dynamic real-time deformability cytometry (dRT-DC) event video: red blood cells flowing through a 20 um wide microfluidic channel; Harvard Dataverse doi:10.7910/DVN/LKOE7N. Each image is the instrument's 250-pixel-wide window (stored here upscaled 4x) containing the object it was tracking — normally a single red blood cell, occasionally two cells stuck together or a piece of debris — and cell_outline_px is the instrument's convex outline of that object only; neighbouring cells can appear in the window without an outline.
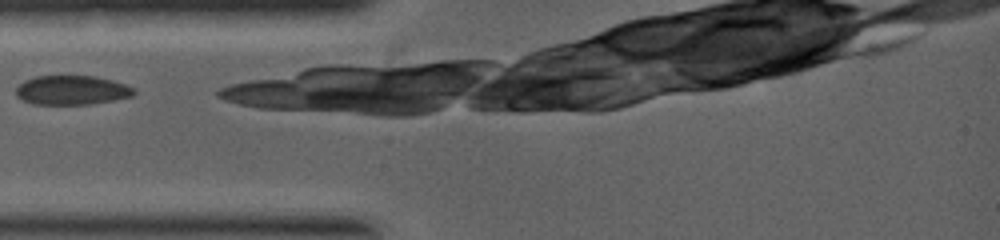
{"species": "common noctule bat (a hibernating species)", "species_latin": "Nyctalus noctula", "temperature_condition": "warm", "stored_images_in_passage": 1, "camera_frame_rate_fps": 5000, "um_per_image_px": 0.085, "animal": {"sex": "female", "body_mass_g": 19.0, "forearm_length_mm": 53.3}, "frame": {"image": 1, "passage_image": 1, "time_ms": 0.0, "image_size_px": [1000, 240], "cell_outline_px": [[136, 92], [132, 96], [112, 100], [88, 104], [32, 104], [16, 96], [16, 88], [24, 80], [36, 76], [96, 76], [112, 80], [136, 88]], "centroid_in_image_um": [6.1, 7.66], "position_along_channel_um": 78.9, "area_um2": 20.06}}